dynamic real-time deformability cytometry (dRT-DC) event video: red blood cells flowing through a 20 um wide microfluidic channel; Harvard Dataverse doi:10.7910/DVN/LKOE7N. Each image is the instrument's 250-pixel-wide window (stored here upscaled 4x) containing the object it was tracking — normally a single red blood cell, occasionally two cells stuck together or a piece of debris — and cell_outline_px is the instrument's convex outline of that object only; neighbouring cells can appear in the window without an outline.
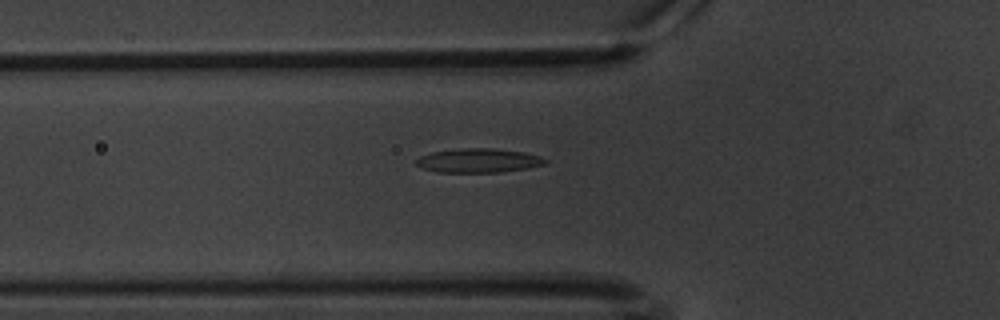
{"species": "common noctule bat (a hibernating species)", "species_latin": "Nyctalus noctula", "temperature_condition": "warm", "stored_images_in_passage": 42, "camera_frame_rate_fps": 3000, "um_per_image_px": 0.085, "animal": {"sex": "male", "body_mass_g": 20.1, "forearm_length_mm": 53.5}, "frame": {"image": 1, "passage_image": 3, "time_ms": 0.667, "image_size_px": [1000, 320], "cell_outline_px": [[548, 160], [544, 164], [528, 168], [500, 172], [436, 172], [424, 168], [416, 164], [416, 160], [420, 156], [432, 152], [456, 148], [492, 148], [524, 152], [540, 156]], "centroid_in_image_um": [40.67, 13.64], "position_along_channel_um": 85.1, "area_um2": 18.09}}
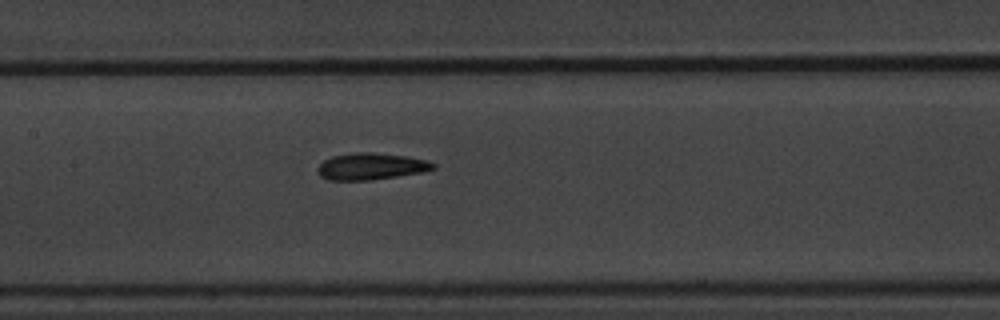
{"frame": {"image": 2, "passage_image": 11, "time_ms": 3.333, "image_size_px": [1000, 320], "cell_outline_px": [[436, 168], [424, 172], [372, 180], [328, 180], [320, 176], [316, 172], [316, 168], [324, 160], [332, 156], [356, 152], [372, 152], [408, 156], [428, 160], [436, 164]], "centroid_in_image_um": [31.55, 14.14], "position_along_channel_um": 175.9, "area_um2": 18.26}}
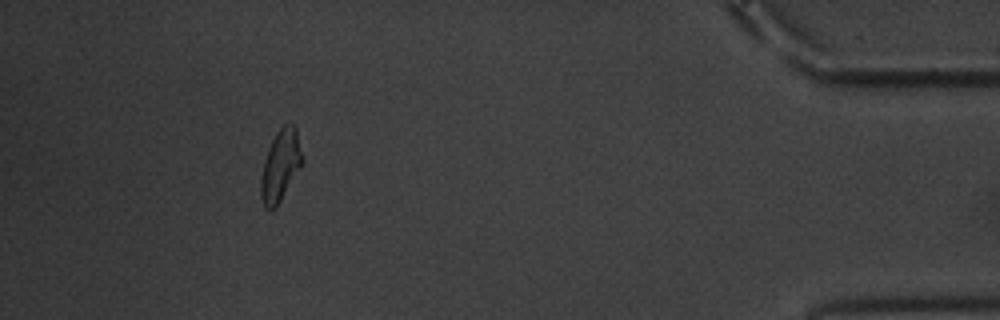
{"frame": {"image": 3, "passage_image": 37, "time_ms": 12.0, "image_size_px": [1000, 320], "cell_outline_px": [[304, 160], [300, 168], [276, 208], [264, 208], [260, 196], [260, 180], [264, 160], [268, 148], [276, 132], [288, 120], [292, 120], [296, 128]], "centroid_in_image_um": [23.84, 14.03], "position_along_channel_um": 411.4, "area_um2": 17.46}, "authors_computed_cell_mechanics": {"area_um2": 17.4556, "velocity_mm_per_s": 3.3657, "shape_relaxation_time_tau1_ms": 6.9077, "shape_relaxation_time_tau2_ms": 4.0861, "deformation_change_tau1": 0.2045, "deformation_change_tau2": 0.1121}}